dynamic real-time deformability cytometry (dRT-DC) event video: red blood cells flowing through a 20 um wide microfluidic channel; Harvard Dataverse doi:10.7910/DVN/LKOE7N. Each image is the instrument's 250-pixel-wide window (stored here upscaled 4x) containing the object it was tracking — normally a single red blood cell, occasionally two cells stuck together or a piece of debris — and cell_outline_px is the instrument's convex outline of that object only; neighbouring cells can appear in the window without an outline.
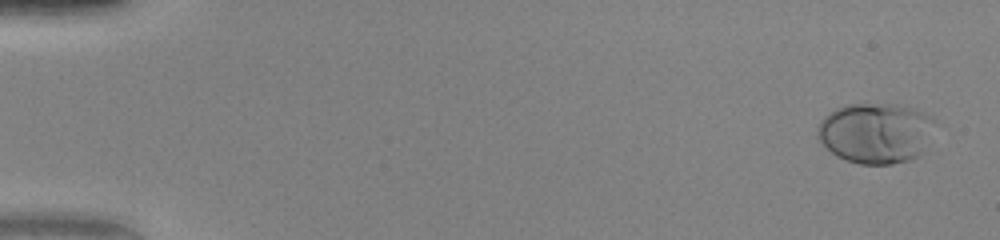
{"species": "human", "species_latin": "Homo sapiens", "temperature_condition": "warm", "stored_images_in_passage": 51, "camera_frame_rate_fps": 3000, "um_per_image_px": 0.085, "donor": {"sex": "female"}, "frame": {"image": 1, "passage_image": 2, "time_ms": 0.333, "image_size_px": [1000, 240], "cell_outline_px": [[936, 120], [920, 156], [908, 160], [892, 164], [860, 164], [836, 156], [816, 136], [816, 128], [820, 120], [824, 116], [836, 108], [848, 104], [896, 104], [916, 108], [932, 116]], "centroid_in_image_um": [74.43, 11.28], "position_along_channel_um": 10.6, "area_um2": 41.5}}
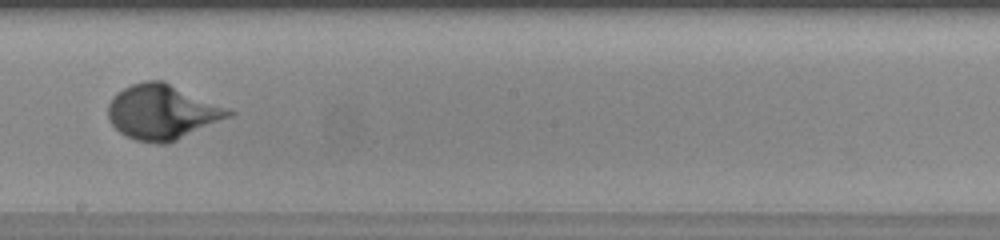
{"frame": {"image": 2, "passage_image": 30, "time_ms": 9.667, "image_size_px": [1000, 240], "cell_outline_px": [[236, 112], [232, 116], [168, 144], [156, 144], [136, 140], [120, 132], [108, 120], [108, 104], [112, 96], [116, 92], [132, 84], [144, 80], [160, 80], [232, 108]], "centroid_in_image_um": [13.82, 9.52], "position_along_channel_um": 234.4, "area_um2": 38.84}}
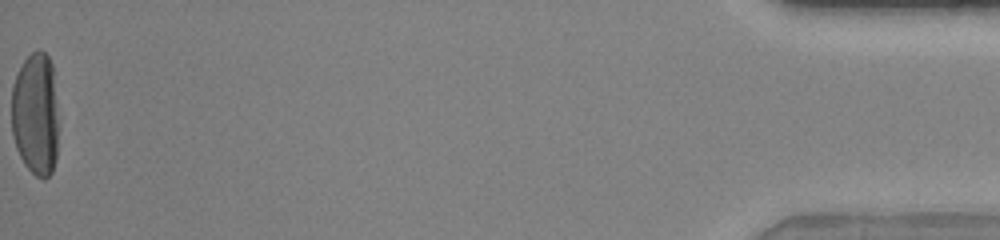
{"frame": {"image": 3, "passage_image": 51, "time_ms": 16.667, "image_size_px": [1000, 240], "cell_outline_px": [[56, 160], [52, 172], [44, 180], [36, 176], [24, 164], [16, 148], [12, 136], [12, 84], [24, 60], [32, 52], [40, 48], [48, 56], [52, 64], [56, 104]], "centroid_in_image_um": [3.0, 9.7], "position_along_channel_um": 432.2, "area_um2": 33.58}}